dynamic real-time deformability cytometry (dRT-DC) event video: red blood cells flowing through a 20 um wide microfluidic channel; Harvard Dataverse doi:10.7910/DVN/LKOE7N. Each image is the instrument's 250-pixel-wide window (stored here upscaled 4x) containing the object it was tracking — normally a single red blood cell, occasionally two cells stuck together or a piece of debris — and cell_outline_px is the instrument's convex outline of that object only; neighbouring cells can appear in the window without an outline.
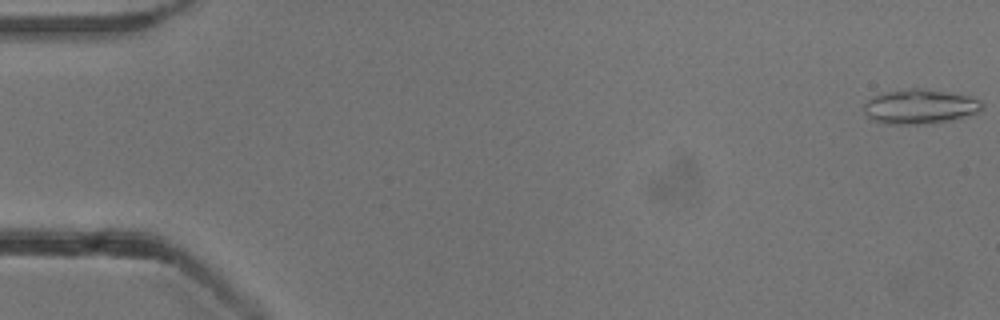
{"species": "common noctule bat (a hibernating species)", "species_latin": "Nyctalus noctula", "temperature_condition": "cold", "stored_images_in_passage": 53, "camera_frame_rate_fps": 3000, "um_per_image_px": 0.085, "animal": {"sex": "male", "body_mass_g": 13.3}, "frame": {"image": 1, "passage_image": 1, "time_ms": 0.0, "image_size_px": [1000, 320], "cell_outline_px": [[984, 108], [976, 112], [952, 120], [920, 124], [884, 124], [872, 120], [864, 112], [864, 104], [872, 96], [888, 92], [912, 88], [924, 88], [968, 96], [980, 100], [984, 104]], "centroid_in_image_um": [78.17, 9.06], "position_along_channel_um": 6.8, "area_um2": 23.64}}
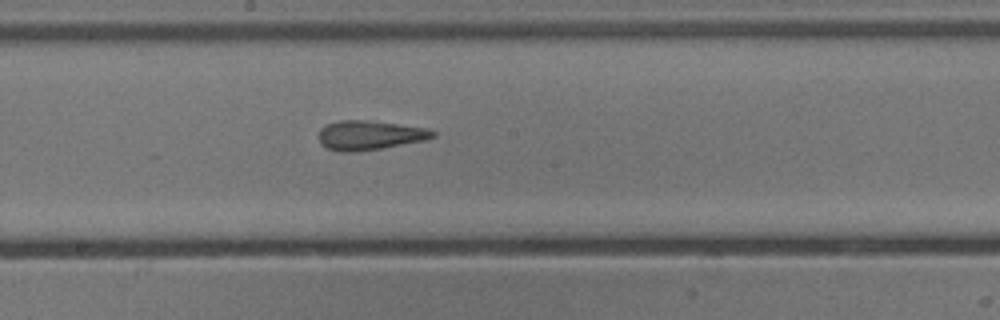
{"frame": {"image": 2, "passage_image": 29, "time_ms": 9.333, "image_size_px": [1000, 320], "cell_outline_px": [[436, 136], [424, 140], [380, 148], [352, 152], [340, 152], [328, 148], [320, 144], [320, 128], [328, 124], [340, 120], [372, 120], [428, 128], [436, 132]], "centroid_in_image_um": [31.43, 11.48], "position_along_channel_um": 216.8, "area_um2": 19.42}}
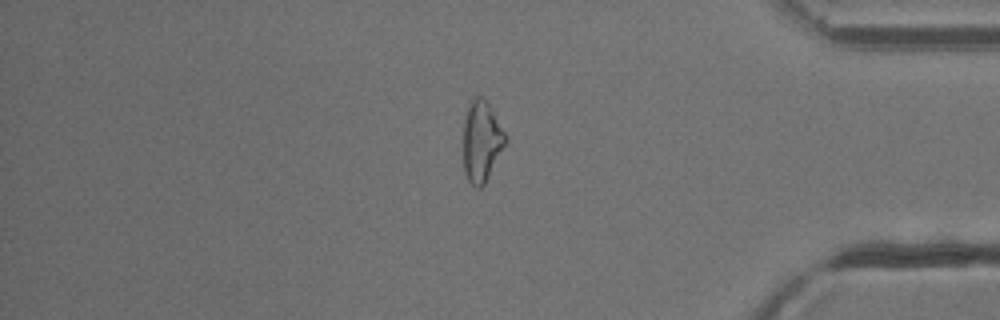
{"frame": {"image": 3, "passage_image": 45, "time_ms": 14.667, "image_size_px": [1000, 320], "cell_outline_px": [[508, 140], [484, 184], [480, 188], [476, 188], [468, 180], [464, 172], [464, 120], [468, 104], [476, 96], [484, 96], [492, 108], [508, 136]], "centroid_in_image_um": [40.95, 11.97], "position_along_channel_um": 394.2, "area_um2": 20.06}, "authors_computed_cell_mechanics": {"area_um2": 21.2126, "velocity_mm_per_s": 3.8663, "shape_relaxation_time_tau1_ms": null, "shape_relaxation_time_tau2_ms": 2.9996, "deformation_change_tau1": null, "deformation_change_tau2": 0.1413}}